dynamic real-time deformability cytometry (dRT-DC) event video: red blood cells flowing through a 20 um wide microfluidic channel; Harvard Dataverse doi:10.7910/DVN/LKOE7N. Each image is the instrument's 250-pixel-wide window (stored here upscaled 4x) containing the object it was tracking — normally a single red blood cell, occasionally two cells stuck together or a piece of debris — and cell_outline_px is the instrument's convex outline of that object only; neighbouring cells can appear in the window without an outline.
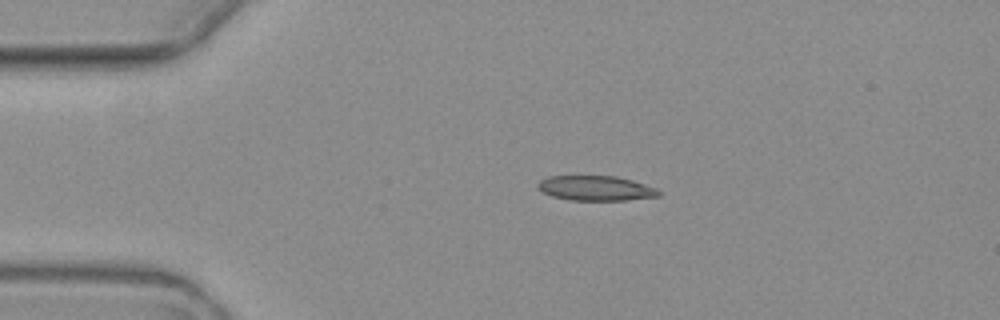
{"species": "common noctule bat (a hibernating species)", "species_latin": "Nyctalus noctula", "temperature_condition": "warm", "stored_images_in_passage": 3, "camera_frame_rate_fps": 3000, "um_per_image_px": 0.085, "animal": {"sex": "female", "body_mass_g": 19.3, "forearm_length_mm": 54.1}, "frame": {"image": 1, "passage_image": 2, "time_ms": 1.0, "image_size_px": [1000, 320], "cell_outline_px": [[660, 196], [624, 200], [572, 200], [552, 196], [536, 188], [536, 184], [540, 180], [548, 176], [616, 176], [632, 180], [656, 188], [660, 192]], "centroid_in_image_um": [50.61, 15.99], "position_along_channel_um": 34.4, "area_um2": 17.46}}